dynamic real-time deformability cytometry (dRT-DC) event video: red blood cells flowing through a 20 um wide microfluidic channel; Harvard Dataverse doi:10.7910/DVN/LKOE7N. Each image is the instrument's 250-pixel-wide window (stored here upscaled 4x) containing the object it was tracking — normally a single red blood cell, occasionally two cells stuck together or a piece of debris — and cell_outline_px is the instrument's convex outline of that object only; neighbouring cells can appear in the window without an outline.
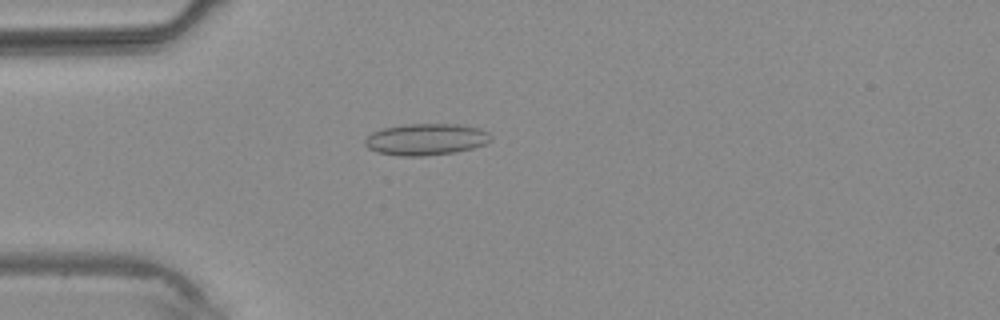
{"species": "common noctule bat (a hibernating species)", "species_latin": "Nyctalus noctula", "temperature_condition": "warm", "stored_images_in_passage": 2, "camera_frame_rate_fps": 3000, "um_per_image_px": 0.085, "animal": {"sex": "male", "body_mass_g": 20.4}, "frame": {"image": 1, "passage_image": 2, "time_ms": 1.333, "image_size_px": [1000, 320], "cell_outline_px": [[492, 140], [484, 144], [472, 148], [456, 152], [424, 156], [400, 156], [376, 152], [368, 148], [364, 144], [364, 140], [372, 132], [380, 128], [404, 124], [460, 124], [480, 128], [488, 132], [492, 136]], "centroid_in_image_um": [36.2, 11.84], "position_along_channel_um": 48.8, "area_um2": 23.47}}